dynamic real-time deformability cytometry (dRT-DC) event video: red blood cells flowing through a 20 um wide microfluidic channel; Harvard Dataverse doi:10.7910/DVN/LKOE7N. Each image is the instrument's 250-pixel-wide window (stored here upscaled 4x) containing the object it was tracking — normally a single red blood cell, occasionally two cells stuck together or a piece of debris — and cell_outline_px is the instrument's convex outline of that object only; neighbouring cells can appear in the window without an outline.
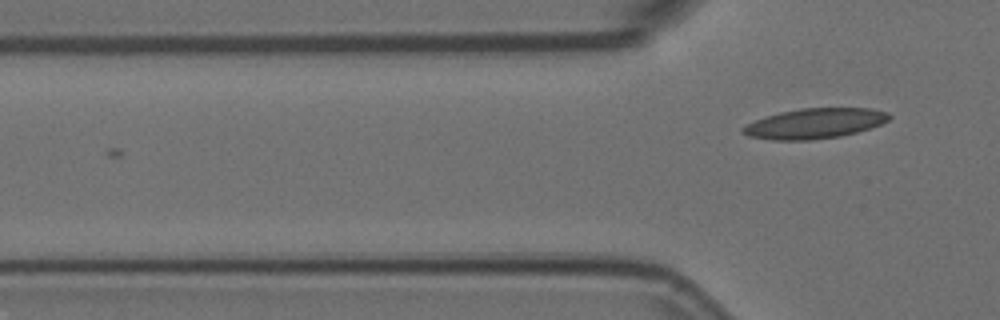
{"species": "Egyptian fruit bat (a non-hibernating species)", "species_latin": "Rousettus aegyptiacus", "temperature_condition": "room temperature", "stored_images_in_passage": 4, "camera_frame_rate_fps": 3000, "um_per_image_px": 0.085, "animal": {"sex": "female"}, "frame": {"image": 1, "passage_image": 4, "time_ms": 1.0, "image_size_px": [1000, 320], "cell_outline_px": [[892, 116], [888, 120], [880, 124], [856, 132], [840, 136], [808, 140], [772, 140], [748, 136], [740, 132], [740, 128], [756, 120], [780, 112], [800, 108], [872, 108], [888, 112]], "centroid_in_image_um": [69.24, 10.49], "position_along_channel_um": 56.6, "area_um2": 25.61}}